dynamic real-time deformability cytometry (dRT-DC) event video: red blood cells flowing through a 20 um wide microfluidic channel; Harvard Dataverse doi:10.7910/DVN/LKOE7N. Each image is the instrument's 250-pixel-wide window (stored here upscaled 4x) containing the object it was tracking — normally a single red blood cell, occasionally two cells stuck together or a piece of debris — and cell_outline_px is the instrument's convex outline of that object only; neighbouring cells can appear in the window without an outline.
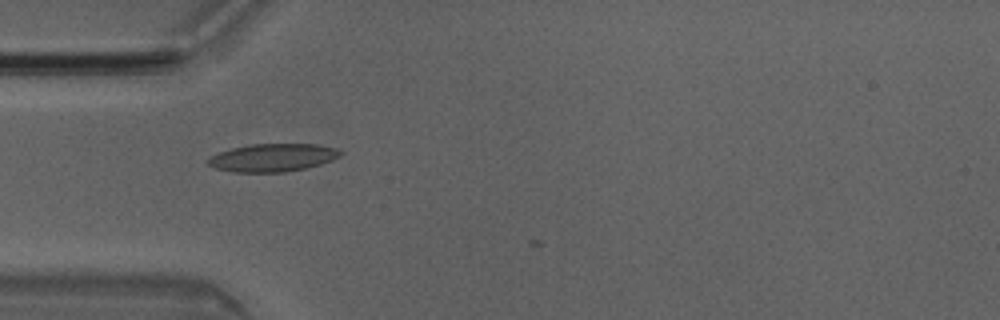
{"species": "Egyptian fruit bat (a non-hibernating species)", "species_latin": "Rousettus aegyptiacus", "temperature_condition": "room temperature", "stored_images_in_passage": 4, "camera_frame_rate_fps": 3000, "um_per_image_px": 0.085, "animal": {"sex": "male"}, "frame": {"image": 1, "passage_image": 1, "time_ms": 0.0, "image_size_px": [1000, 320], "cell_outline_px": [[344, 152], [340, 156], [332, 160], [320, 164], [304, 168], [284, 172], [232, 172], [216, 168], [208, 164], [204, 160], [220, 152], [232, 148], [248, 144], [316, 144], [336, 148]], "centroid_in_image_um": [23.17, 13.39], "position_along_channel_um": 61.8, "area_um2": 21.5}}